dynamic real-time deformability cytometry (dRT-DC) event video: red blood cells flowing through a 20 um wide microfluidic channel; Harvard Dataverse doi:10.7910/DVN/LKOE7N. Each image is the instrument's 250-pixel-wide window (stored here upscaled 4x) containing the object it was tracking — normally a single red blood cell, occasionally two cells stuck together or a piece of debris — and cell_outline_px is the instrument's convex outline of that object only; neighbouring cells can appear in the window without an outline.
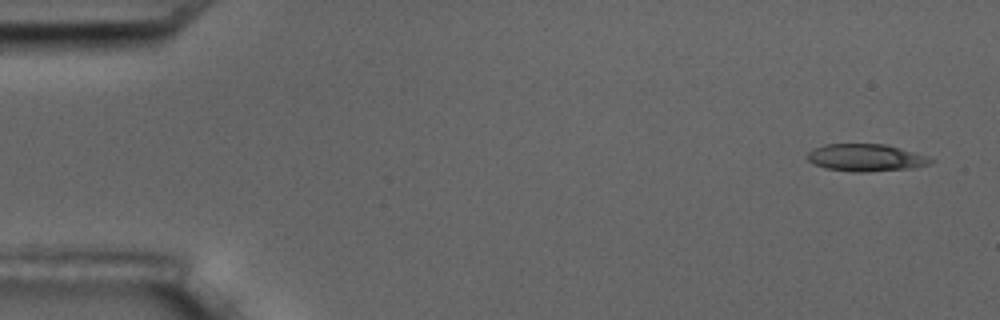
{"species": "common noctule bat (a hibernating species)", "species_latin": "Nyctalus noctula", "temperature_condition": "room temperature", "stored_images_in_passage": 5, "camera_frame_rate_fps": 3000, "um_per_image_px": 0.085, "animal": {"sex": "male", "body_mass_g": 17.5, "forearm_length_mm": 52.3}, "frame": {"image": 1, "passage_image": 1, "time_ms": 0.0, "image_size_px": [1000, 320], "cell_outline_px": [[936, 160], [928, 164], [912, 168], [868, 172], [852, 172], [824, 168], [808, 160], [808, 152], [812, 148], [824, 144], [884, 144], [900, 148], [928, 156]], "centroid_in_image_um": [73.6, 13.4], "position_along_channel_um": 11.4, "area_um2": 19.65}}
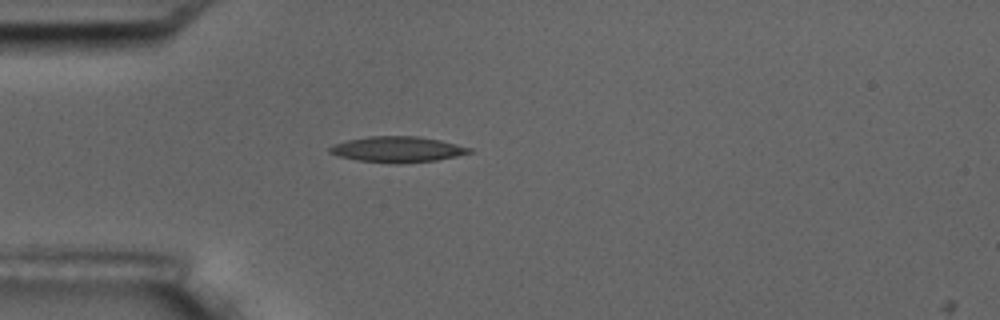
{"frame": {"image": 2, "passage_image": 5, "time_ms": 4.333, "image_size_px": [1000, 320], "cell_outline_px": [[472, 152], [456, 156], [436, 160], [396, 164], [360, 160], [340, 156], [328, 152], [328, 148], [332, 144], [348, 140], [368, 136], [416, 136], [440, 140], [472, 148]], "centroid_in_image_um": [33.77, 12.69], "position_along_channel_um": 51.2, "area_um2": 20.81}}